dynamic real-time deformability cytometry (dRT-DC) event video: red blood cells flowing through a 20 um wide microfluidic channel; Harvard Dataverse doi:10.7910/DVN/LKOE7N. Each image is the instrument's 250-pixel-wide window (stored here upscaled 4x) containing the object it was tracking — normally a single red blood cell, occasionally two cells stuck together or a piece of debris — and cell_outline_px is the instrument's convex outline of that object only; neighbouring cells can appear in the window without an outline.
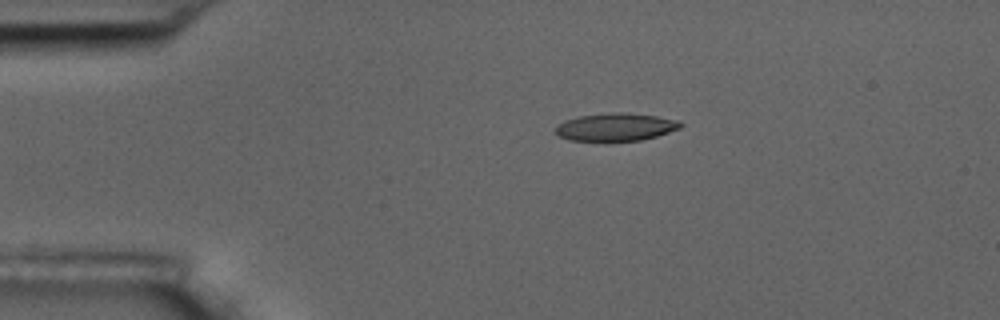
{"species": "common noctule bat (a hibernating species)", "species_latin": "Nyctalus noctula", "temperature_condition": "room temperature", "stored_images_in_passage": 3, "camera_frame_rate_fps": 3000, "um_per_image_px": 0.085, "animal": {"sex": "male", "body_mass_g": 17.5, "forearm_length_mm": 52.3}, "frame": {"image": 1, "passage_image": 3, "time_ms": 2.333, "image_size_px": [1000, 320], "cell_outline_px": [[684, 124], [680, 128], [656, 136], [640, 140], [568, 140], [560, 136], [556, 132], [556, 124], [564, 120], [576, 116], [612, 112], [624, 112], [656, 116], [680, 120]], "centroid_in_image_um": [52.33, 10.77], "position_along_channel_um": 32.7, "area_um2": 20.17}}